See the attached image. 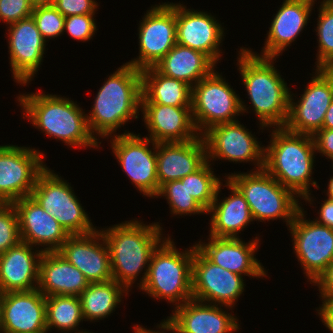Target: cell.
I'll list each match as a JSON object with an SVG mask.
<instances>
[{"mask_svg":"<svg viewBox=\"0 0 333 333\" xmlns=\"http://www.w3.org/2000/svg\"><path fill=\"white\" fill-rule=\"evenodd\" d=\"M237 67L259 129L285 127L289 116L290 91L273 57L253 54L249 47H240ZM275 61V62H274ZM270 127V128H269Z\"/></svg>","mask_w":333,"mask_h":333,"instance_id":"obj_1","label":"cell"},{"mask_svg":"<svg viewBox=\"0 0 333 333\" xmlns=\"http://www.w3.org/2000/svg\"><path fill=\"white\" fill-rule=\"evenodd\" d=\"M143 222L133 219L99 229L109 249L113 280L128 291L135 286L137 279L140 282H137L138 288L143 285L151 256L162 239L167 237L159 222L149 225ZM139 275L142 277L138 278Z\"/></svg>","mask_w":333,"mask_h":333,"instance_id":"obj_2","label":"cell"},{"mask_svg":"<svg viewBox=\"0 0 333 333\" xmlns=\"http://www.w3.org/2000/svg\"><path fill=\"white\" fill-rule=\"evenodd\" d=\"M46 92L18 94V106L23 119L50 138H56L71 148L99 149V143L91 134L84 109L69 97Z\"/></svg>","mask_w":333,"mask_h":333,"instance_id":"obj_3","label":"cell"},{"mask_svg":"<svg viewBox=\"0 0 333 333\" xmlns=\"http://www.w3.org/2000/svg\"><path fill=\"white\" fill-rule=\"evenodd\" d=\"M270 142L264 146L263 169L293 191L309 206L314 203L310 188L320 189L312 178L316 150L313 137L288 131L285 127L270 130ZM311 185V186H310Z\"/></svg>","mask_w":333,"mask_h":333,"instance_id":"obj_4","label":"cell"},{"mask_svg":"<svg viewBox=\"0 0 333 333\" xmlns=\"http://www.w3.org/2000/svg\"><path fill=\"white\" fill-rule=\"evenodd\" d=\"M108 76L86 113L89 130L101 144L100 137L118 135L117 130L129 120L138 119L141 110V70L124 63Z\"/></svg>","mask_w":333,"mask_h":333,"instance_id":"obj_5","label":"cell"},{"mask_svg":"<svg viewBox=\"0 0 333 333\" xmlns=\"http://www.w3.org/2000/svg\"><path fill=\"white\" fill-rule=\"evenodd\" d=\"M167 236L154 250L145 282L139 289L151 298L163 299L177 307L193 299L192 261L195 244L189 249L178 250L172 237Z\"/></svg>","mask_w":333,"mask_h":333,"instance_id":"obj_6","label":"cell"},{"mask_svg":"<svg viewBox=\"0 0 333 333\" xmlns=\"http://www.w3.org/2000/svg\"><path fill=\"white\" fill-rule=\"evenodd\" d=\"M244 196L254 221L283 220L287 228L302 208L300 198L264 169L224 176Z\"/></svg>","mask_w":333,"mask_h":333,"instance_id":"obj_7","label":"cell"},{"mask_svg":"<svg viewBox=\"0 0 333 333\" xmlns=\"http://www.w3.org/2000/svg\"><path fill=\"white\" fill-rule=\"evenodd\" d=\"M242 100L222 72L214 70L192 87L191 112L197 132L202 135L214 125L237 121L241 113L251 110Z\"/></svg>","mask_w":333,"mask_h":333,"instance_id":"obj_8","label":"cell"},{"mask_svg":"<svg viewBox=\"0 0 333 333\" xmlns=\"http://www.w3.org/2000/svg\"><path fill=\"white\" fill-rule=\"evenodd\" d=\"M31 196L59 222L69 235H84L97 228L77 198L71 183L47 166L38 174Z\"/></svg>","mask_w":333,"mask_h":333,"instance_id":"obj_9","label":"cell"},{"mask_svg":"<svg viewBox=\"0 0 333 333\" xmlns=\"http://www.w3.org/2000/svg\"><path fill=\"white\" fill-rule=\"evenodd\" d=\"M110 139L108 141L111 143L112 153L122 171L132 181L131 184H134L144 197L156 198L159 192L157 143L145 135L142 137L140 133L135 134L127 130Z\"/></svg>","mask_w":333,"mask_h":333,"instance_id":"obj_10","label":"cell"},{"mask_svg":"<svg viewBox=\"0 0 333 333\" xmlns=\"http://www.w3.org/2000/svg\"><path fill=\"white\" fill-rule=\"evenodd\" d=\"M303 205L288 227L292 235V245L309 284L333 262V229L306 219Z\"/></svg>","mask_w":333,"mask_h":333,"instance_id":"obj_11","label":"cell"},{"mask_svg":"<svg viewBox=\"0 0 333 333\" xmlns=\"http://www.w3.org/2000/svg\"><path fill=\"white\" fill-rule=\"evenodd\" d=\"M139 21V54L126 62L143 70L154 67L176 44V3L152 5Z\"/></svg>","mask_w":333,"mask_h":333,"instance_id":"obj_12","label":"cell"},{"mask_svg":"<svg viewBox=\"0 0 333 333\" xmlns=\"http://www.w3.org/2000/svg\"><path fill=\"white\" fill-rule=\"evenodd\" d=\"M313 70L315 74L303 89V94L297 98L296 93H290L289 116L285 125L290 132L313 136L322 129L324 116L333 100V72L329 69Z\"/></svg>","mask_w":333,"mask_h":333,"instance_id":"obj_13","label":"cell"},{"mask_svg":"<svg viewBox=\"0 0 333 333\" xmlns=\"http://www.w3.org/2000/svg\"><path fill=\"white\" fill-rule=\"evenodd\" d=\"M206 144L207 161L253 163L251 171L264 167V146L239 120L214 125L202 134Z\"/></svg>","mask_w":333,"mask_h":333,"instance_id":"obj_14","label":"cell"},{"mask_svg":"<svg viewBox=\"0 0 333 333\" xmlns=\"http://www.w3.org/2000/svg\"><path fill=\"white\" fill-rule=\"evenodd\" d=\"M44 156L34 147L0 145V198L5 203L31 196L38 174L46 167Z\"/></svg>","mask_w":333,"mask_h":333,"instance_id":"obj_15","label":"cell"},{"mask_svg":"<svg viewBox=\"0 0 333 333\" xmlns=\"http://www.w3.org/2000/svg\"><path fill=\"white\" fill-rule=\"evenodd\" d=\"M243 276L212 263L195 244L192 261V297L195 300L235 307L246 286Z\"/></svg>","mask_w":333,"mask_h":333,"instance_id":"obj_16","label":"cell"},{"mask_svg":"<svg viewBox=\"0 0 333 333\" xmlns=\"http://www.w3.org/2000/svg\"><path fill=\"white\" fill-rule=\"evenodd\" d=\"M8 53L11 66L12 78L18 85L26 86L34 80L43 63L44 54L47 48L46 41L37 29L32 16L9 24Z\"/></svg>","mask_w":333,"mask_h":333,"instance_id":"obj_17","label":"cell"},{"mask_svg":"<svg viewBox=\"0 0 333 333\" xmlns=\"http://www.w3.org/2000/svg\"><path fill=\"white\" fill-rule=\"evenodd\" d=\"M204 303L195 299L174 307L164 321L168 333H235L240 330L239 318L227 311L234 308Z\"/></svg>","mask_w":333,"mask_h":333,"instance_id":"obj_18","label":"cell"},{"mask_svg":"<svg viewBox=\"0 0 333 333\" xmlns=\"http://www.w3.org/2000/svg\"><path fill=\"white\" fill-rule=\"evenodd\" d=\"M221 24L207 11L188 9L180 1L176 3L177 44L206 54L215 64L223 54L220 46L225 28Z\"/></svg>","mask_w":333,"mask_h":333,"instance_id":"obj_19","label":"cell"},{"mask_svg":"<svg viewBox=\"0 0 333 333\" xmlns=\"http://www.w3.org/2000/svg\"><path fill=\"white\" fill-rule=\"evenodd\" d=\"M208 242L200 241L196 247L214 264L230 272L252 278L267 277L268 271L255 256L259 248V235L245 242L241 237L207 236Z\"/></svg>","mask_w":333,"mask_h":333,"instance_id":"obj_20","label":"cell"},{"mask_svg":"<svg viewBox=\"0 0 333 333\" xmlns=\"http://www.w3.org/2000/svg\"><path fill=\"white\" fill-rule=\"evenodd\" d=\"M46 297L37 288L0 297V333H47Z\"/></svg>","mask_w":333,"mask_h":333,"instance_id":"obj_21","label":"cell"},{"mask_svg":"<svg viewBox=\"0 0 333 333\" xmlns=\"http://www.w3.org/2000/svg\"><path fill=\"white\" fill-rule=\"evenodd\" d=\"M19 218L20 239L43 252H55L70 236L55 217L49 215L32 197L12 203ZM43 247V248H42Z\"/></svg>","mask_w":333,"mask_h":333,"instance_id":"obj_22","label":"cell"},{"mask_svg":"<svg viewBox=\"0 0 333 333\" xmlns=\"http://www.w3.org/2000/svg\"><path fill=\"white\" fill-rule=\"evenodd\" d=\"M77 267L89 283L113 279L107 243L99 229L84 235H70L57 251Z\"/></svg>","mask_w":333,"mask_h":333,"instance_id":"obj_23","label":"cell"},{"mask_svg":"<svg viewBox=\"0 0 333 333\" xmlns=\"http://www.w3.org/2000/svg\"><path fill=\"white\" fill-rule=\"evenodd\" d=\"M317 0H283L281 7L273 15L264 47L260 54L249 50L261 57L279 58L287 47L296 41L297 37L307 26L312 9ZM286 49V50H285Z\"/></svg>","mask_w":333,"mask_h":333,"instance_id":"obj_24","label":"cell"},{"mask_svg":"<svg viewBox=\"0 0 333 333\" xmlns=\"http://www.w3.org/2000/svg\"><path fill=\"white\" fill-rule=\"evenodd\" d=\"M140 111L150 133L146 137L155 143L185 142L200 135L192 119L191 106L141 104Z\"/></svg>","mask_w":333,"mask_h":333,"instance_id":"obj_25","label":"cell"},{"mask_svg":"<svg viewBox=\"0 0 333 333\" xmlns=\"http://www.w3.org/2000/svg\"><path fill=\"white\" fill-rule=\"evenodd\" d=\"M156 157L160 190L166 182L181 180L200 169L207 162L206 144L202 135L185 142H159Z\"/></svg>","mask_w":333,"mask_h":333,"instance_id":"obj_26","label":"cell"},{"mask_svg":"<svg viewBox=\"0 0 333 333\" xmlns=\"http://www.w3.org/2000/svg\"><path fill=\"white\" fill-rule=\"evenodd\" d=\"M20 241L0 255V293L31 291L39 282L43 251Z\"/></svg>","mask_w":333,"mask_h":333,"instance_id":"obj_27","label":"cell"},{"mask_svg":"<svg viewBox=\"0 0 333 333\" xmlns=\"http://www.w3.org/2000/svg\"><path fill=\"white\" fill-rule=\"evenodd\" d=\"M224 181L225 184L223 182L220 184L216 197L207 211L211 216L209 236L239 238V233L254 219L241 192L227 179ZM222 186L230 190V195L220 200Z\"/></svg>","mask_w":333,"mask_h":333,"instance_id":"obj_28","label":"cell"},{"mask_svg":"<svg viewBox=\"0 0 333 333\" xmlns=\"http://www.w3.org/2000/svg\"><path fill=\"white\" fill-rule=\"evenodd\" d=\"M89 285L84 274L57 251L43 252L39 263L38 289L45 297L79 296Z\"/></svg>","mask_w":333,"mask_h":333,"instance_id":"obj_29","label":"cell"},{"mask_svg":"<svg viewBox=\"0 0 333 333\" xmlns=\"http://www.w3.org/2000/svg\"><path fill=\"white\" fill-rule=\"evenodd\" d=\"M154 68L161 74L193 87L210 75L217 65L204 53L176 44Z\"/></svg>","mask_w":333,"mask_h":333,"instance_id":"obj_30","label":"cell"},{"mask_svg":"<svg viewBox=\"0 0 333 333\" xmlns=\"http://www.w3.org/2000/svg\"><path fill=\"white\" fill-rule=\"evenodd\" d=\"M141 104L191 106L192 87L181 80L167 77L154 67L141 70Z\"/></svg>","mask_w":333,"mask_h":333,"instance_id":"obj_31","label":"cell"},{"mask_svg":"<svg viewBox=\"0 0 333 333\" xmlns=\"http://www.w3.org/2000/svg\"><path fill=\"white\" fill-rule=\"evenodd\" d=\"M128 292L123 285L113 279L107 282L89 283L78 296L84 321L96 322L111 316V313H114L115 309L119 308L118 305L123 302V297H127Z\"/></svg>","mask_w":333,"mask_h":333,"instance_id":"obj_32","label":"cell"},{"mask_svg":"<svg viewBox=\"0 0 333 333\" xmlns=\"http://www.w3.org/2000/svg\"><path fill=\"white\" fill-rule=\"evenodd\" d=\"M46 327L47 333L52 329L62 333H94L79 330L84 321L81 302L78 296L54 295L46 297ZM77 331V332H76Z\"/></svg>","mask_w":333,"mask_h":333,"instance_id":"obj_33","label":"cell"},{"mask_svg":"<svg viewBox=\"0 0 333 333\" xmlns=\"http://www.w3.org/2000/svg\"><path fill=\"white\" fill-rule=\"evenodd\" d=\"M317 11L315 69H329L333 65V0L321 1Z\"/></svg>","mask_w":333,"mask_h":333,"instance_id":"obj_34","label":"cell"},{"mask_svg":"<svg viewBox=\"0 0 333 333\" xmlns=\"http://www.w3.org/2000/svg\"><path fill=\"white\" fill-rule=\"evenodd\" d=\"M181 181H186V189L189 194L208 211L223 179L220 176L217 177L212 162L207 161L200 169L185 176Z\"/></svg>","mask_w":333,"mask_h":333,"instance_id":"obj_35","label":"cell"},{"mask_svg":"<svg viewBox=\"0 0 333 333\" xmlns=\"http://www.w3.org/2000/svg\"><path fill=\"white\" fill-rule=\"evenodd\" d=\"M164 197L169 204L170 213L174 216L203 215L207 211L189 194L186 181L173 180L160 187L156 198Z\"/></svg>","mask_w":333,"mask_h":333,"instance_id":"obj_36","label":"cell"},{"mask_svg":"<svg viewBox=\"0 0 333 333\" xmlns=\"http://www.w3.org/2000/svg\"><path fill=\"white\" fill-rule=\"evenodd\" d=\"M31 16L46 42L63 35L65 17L53 5L34 7Z\"/></svg>","mask_w":333,"mask_h":333,"instance_id":"obj_37","label":"cell"},{"mask_svg":"<svg viewBox=\"0 0 333 333\" xmlns=\"http://www.w3.org/2000/svg\"><path fill=\"white\" fill-rule=\"evenodd\" d=\"M20 241L17 211L12 203H5L0 208V255Z\"/></svg>","mask_w":333,"mask_h":333,"instance_id":"obj_38","label":"cell"},{"mask_svg":"<svg viewBox=\"0 0 333 333\" xmlns=\"http://www.w3.org/2000/svg\"><path fill=\"white\" fill-rule=\"evenodd\" d=\"M95 14L71 15L65 17L64 31L74 40L90 41L97 29Z\"/></svg>","mask_w":333,"mask_h":333,"instance_id":"obj_39","label":"cell"},{"mask_svg":"<svg viewBox=\"0 0 333 333\" xmlns=\"http://www.w3.org/2000/svg\"><path fill=\"white\" fill-rule=\"evenodd\" d=\"M33 9L30 0H0V20L12 24L30 17Z\"/></svg>","mask_w":333,"mask_h":333,"instance_id":"obj_40","label":"cell"},{"mask_svg":"<svg viewBox=\"0 0 333 333\" xmlns=\"http://www.w3.org/2000/svg\"><path fill=\"white\" fill-rule=\"evenodd\" d=\"M53 6L64 16L97 14L96 0H55Z\"/></svg>","mask_w":333,"mask_h":333,"instance_id":"obj_41","label":"cell"},{"mask_svg":"<svg viewBox=\"0 0 333 333\" xmlns=\"http://www.w3.org/2000/svg\"><path fill=\"white\" fill-rule=\"evenodd\" d=\"M316 153L324 155L326 159L331 160L333 165V129L322 128L313 136Z\"/></svg>","mask_w":333,"mask_h":333,"instance_id":"obj_42","label":"cell"},{"mask_svg":"<svg viewBox=\"0 0 333 333\" xmlns=\"http://www.w3.org/2000/svg\"><path fill=\"white\" fill-rule=\"evenodd\" d=\"M319 290V296L322 300H333V262L312 284Z\"/></svg>","mask_w":333,"mask_h":333,"instance_id":"obj_43","label":"cell"},{"mask_svg":"<svg viewBox=\"0 0 333 333\" xmlns=\"http://www.w3.org/2000/svg\"><path fill=\"white\" fill-rule=\"evenodd\" d=\"M319 217H316L315 220L318 224L325 225L333 229V199L326 198L321 203V207L317 212Z\"/></svg>","mask_w":333,"mask_h":333,"instance_id":"obj_44","label":"cell"},{"mask_svg":"<svg viewBox=\"0 0 333 333\" xmlns=\"http://www.w3.org/2000/svg\"><path fill=\"white\" fill-rule=\"evenodd\" d=\"M322 304L316 309L318 315L321 318V322L325 327L333 333V300H321Z\"/></svg>","mask_w":333,"mask_h":333,"instance_id":"obj_45","label":"cell"},{"mask_svg":"<svg viewBox=\"0 0 333 333\" xmlns=\"http://www.w3.org/2000/svg\"><path fill=\"white\" fill-rule=\"evenodd\" d=\"M133 326H134V329H133L134 333H167L168 332V324L164 321V319L162 320V322L160 324L157 323V326H156L157 331L154 329H151V330L147 329L143 325H140V324L133 325Z\"/></svg>","mask_w":333,"mask_h":333,"instance_id":"obj_46","label":"cell"},{"mask_svg":"<svg viewBox=\"0 0 333 333\" xmlns=\"http://www.w3.org/2000/svg\"><path fill=\"white\" fill-rule=\"evenodd\" d=\"M322 128L333 129V100L324 116V122Z\"/></svg>","mask_w":333,"mask_h":333,"instance_id":"obj_47","label":"cell"},{"mask_svg":"<svg viewBox=\"0 0 333 333\" xmlns=\"http://www.w3.org/2000/svg\"><path fill=\"white\" fill-rule=\"evenodd\" d=\"M332 169H333V165H331ZM333 172V170H332ZM328 186L326 187L327 190L325 189V195L327 196V198L333 199V175L330 177V179H328Z\"/></svg>","mask_w":333,"mask_h":333,"instance_id":"obj_48","label":"cell"},{"mask_svg":"<svg viewBox=\"0 0 333 333\" xmlns=\"http://www.w3.org/2000/svg\"><path fill=\"white\" fill-rule=\"evenodd\" d=\"M33 7L53 5L55 0H30Z\"/></svg>","mask_w":333,"mask_h":333,"instance_id":"obj_49","label":"cell"},{"mask_svg":"<svg viewBox=\"0 0 333 333\" xmlns=\"http://www.w3.org/2000/svg\"><path fill=\"white\" fill-rule=\"evenodd\" d=\"M5 204V202L0 198V208Z\"/></svg>","mask_w":333,"mask_h":333,"instance_id":"obj_50","label":"cell"},{"mask_svg":"<svg viewBox=\"0 0 333 333\" xmlns=\"http://www.w3.org/2000/svg\"><path fill=\"white\" fill-rule=\"evenodd\" d=\"M329 70L333 72V65L329 68Z\"/></svg>","mask_w":333,"mask_h":333,"instance_id":"obj_51","label":"cell"}]
</instances>
